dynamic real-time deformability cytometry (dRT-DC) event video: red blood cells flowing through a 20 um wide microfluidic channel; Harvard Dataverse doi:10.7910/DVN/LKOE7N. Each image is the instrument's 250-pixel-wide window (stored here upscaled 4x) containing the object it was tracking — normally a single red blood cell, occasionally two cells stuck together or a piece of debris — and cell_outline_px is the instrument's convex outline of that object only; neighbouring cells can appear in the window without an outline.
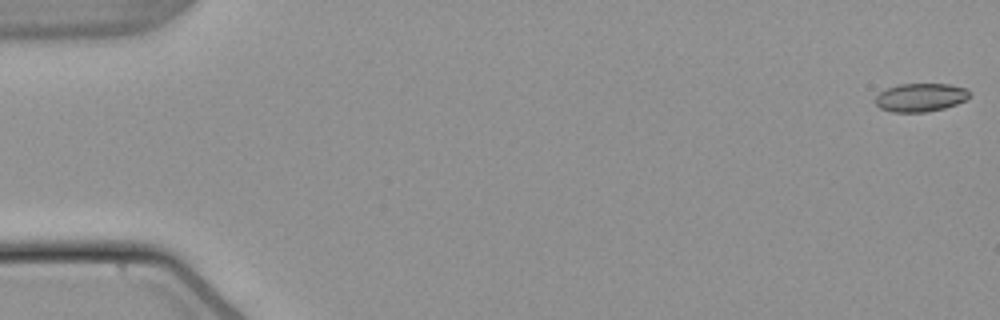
{"species": "common noctule bat (a hibernating species)", "species_latin": "Nyctalus noctula", "temperature_condition": "warm", "stored_images_in_passage": 54, "camera_frame_rate_fps": 3000, "um_per_image_px": 0.085, "animal": {"sex": "male", "body_mass_g": 21.5, "forearm_length_mm": 52.0}, "frame": {"image": 1, "passage_image": 1, "time_ms": 0.0, "image_size_px": [1000, 320], "cell_outline_px": [[968, 96], [964, 100], [956, 104], [944, 108], [924, 112], [892, 112], [880, 108], [876, 104], [876, 96], [884, 88], [900, 84], [948, 84], [964, 88], [968, 92]], "centroid_in_image_um": [78.18, 8.28], "position_along_channel_um": 6.8, "area_um2": 15.37}}
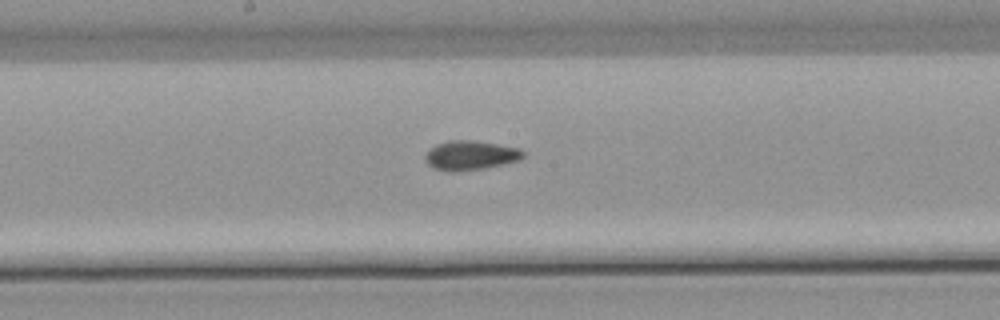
{"frame": {"image": 2, "passage_image": 29, "time_ms": 9.333, "image_size_px": [1000, 320], "cell_outline_px": [[524, 156], [516, 160], [500, 164], [480, 168], [432, 168], [428, 164], [424, 156], [436, 144], [448, 140], [476, 140], [520, 148], [524, 152]], "centroid_in_image_um": [40.01, 13.13], "position_along_channel_um": 208.2, "area_um2": 15.78}}
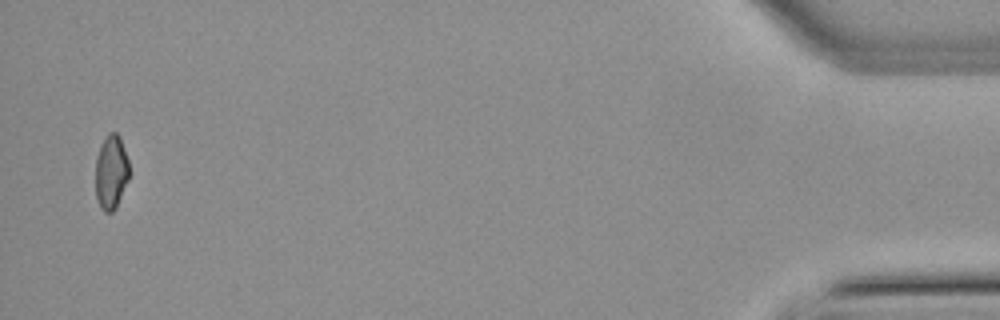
{"frame": {"image": 3, "passage_image": 53, "time_ms": 17.333, "image_size_px": [1000, 320], "cell_outline_px": [[128, 180], [116, 208], [112, 212], [104, 212], [100, 208], [96, 196], [96, 156], [104, 136], [108, 132], [116, 132], [120, 136], [128, 160]], "centroid_in_image_um": [9.43, 14.61], "position_along_channel_um": 425.8, "area_um2": 14.68}, "authors_computed_cell_mechanics": {"area_um2": 15.9528, "velocity_mm_per_s": 3.8279, "shape_relaxation_time_tau1_ms": null, "shape_relaxation_time_tau2_ms": 2.254, "deformation_change_tau1": null, "deformation_change_tau2": 0.0628}}